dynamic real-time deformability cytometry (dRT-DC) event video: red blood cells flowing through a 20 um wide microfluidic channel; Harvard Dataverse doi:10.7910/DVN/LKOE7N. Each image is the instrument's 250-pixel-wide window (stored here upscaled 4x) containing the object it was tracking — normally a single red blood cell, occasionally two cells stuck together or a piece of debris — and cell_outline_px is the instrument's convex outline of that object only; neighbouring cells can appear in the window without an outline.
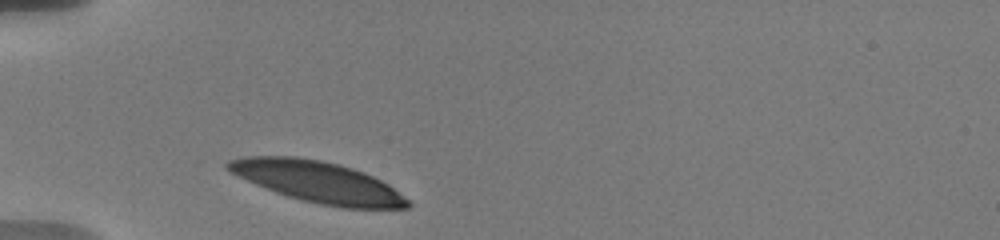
{"species": "human", "species_latin": "Homo sapiens", "temperature_condition": "warm", "stored_images_in_passage": 29, "camera_frame_rate_fps": 3000, "um_per_image_px": 0.085, "donor": {"sex": "male"}, "frame": {"image": 1, "passage_image": 1, "time_ms": 0.0, "image_size_px": [1000, 240], "cell_outline_px": [[412, 204], [408, 208], [340, 208], [320, 204], [288, 196], [276, 192], [256, 184], [224, 168], [224, 164], [228, 160], [244, 156], [296, 156], [320, 160], [352, 168], [364, 172], [388, 184], [408, 200]], "centroid_in_image_um": [27.01, 15.46], "position_along_channel_um": 58.0, "area_um2": 42.77}}
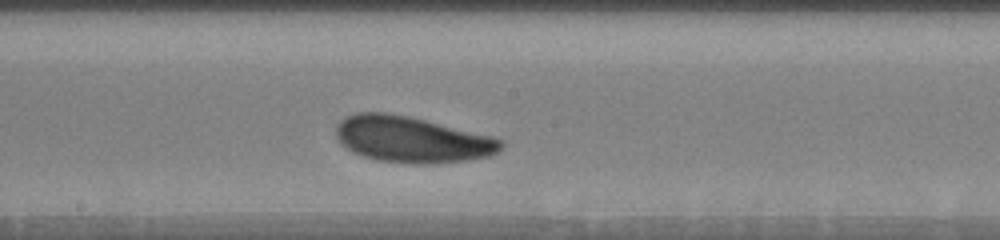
{"frame": {"image": 2, "passage_image": 15, "time_ms": 4.667, "image_size_px": [1000, 240], "cell_outline_px": [[504, 144], [496, 152], [488, 156], [464, 160], [424, 164], [412, 164], [376, 160], [352, 152], [340, 144], [336, 136], [336, 124], [344, 116], [356, 112], [384, 112], [408, 116], [492, 136], [504, 140]], "centroid_in_image_um": [34.94, 11.84], "position_along_channel_um": 213.3, "area_um2": 44.27}}
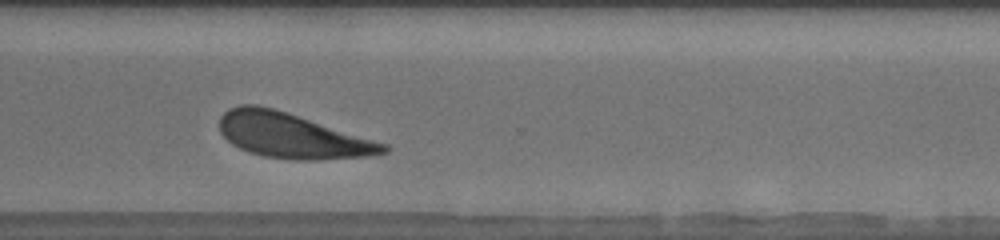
{"frame": {"image": 3, "passage_image": 26, "time_ms": 8.333, "image_size_px": [1000, 240], "cell_outline_px": [[392, 148], [388, 152], [376, 156], [320, 160], [296, 160], [264, 156], [248, 152], [232, 144], [220, 132], [220, 116], [228, 108], [240, 104], [256, 104], [272, 108], [388, 144]], "centroid_in_image_um": [24.85, 11.55], "position_along_channel_um": 345.7, "area_um2": 43.0}, "authors_computed_cell_mechanics": {"area_um2": 43.8124, "velocity_mm_per_s": 3.613, "shape_relaxation_time_tau1_ms": 2.2746, "shape_relaxation_time_tau2_ms": 3.8779, "deformation_change_tau1": 0.1125, "deformation_change_tau2": 0.1189}}